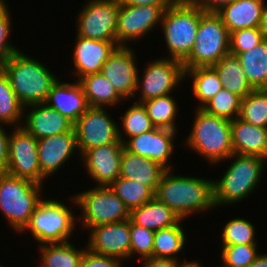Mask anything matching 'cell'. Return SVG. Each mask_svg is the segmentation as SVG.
Listing matches in <instances>:
<instances>
[{"mask_svg":"<svg viewBox=\"0 0 267 267\" xmlns=\"http://www.w3.org/2000/svg\"><path fill=\"white\" fill-rule=\"evenodd\" d=\"M42 185L34 181L0 174V211L14 231L21 233L43 200Z\"/></svg>","mask_w":267,"mask_h":267,"instance_id":"6","label":"cell"},{"mask_svg":"<svg viewBox=\"0 0 267 267\" xmlns=\"http://www.w3.org/2000/svg\"><path fill=\"white\" fill-rule=\"evenodd\" d=\"M124 143L107 144L86 150L81 155L87 174L98 186H110L120 173Z\"/></svg>","mask_w":267,"mask_h":267,"instance_id":"18","label":"cell"},{"mask_svg":"<svg viewBox=\"0 0 267 267\" xmlns=\"http://www.w3.org/2000/svg\"><path fill=\"white\" fill-rule=\"evenodd\" d=\"M221 229L222 246L258 244L255 239V227L243 218L229 220Z\"/></svg>","mask_w":267,"mask_h":267,"instance_id":"38","label":"cell"},{"mask_svg":"<svg viewBox=\"0 0 267 267\" xmlns=\"http://www.w3.org/2000/svg\"><path fill=\"white\" fill-rule=\"evenodd\" d=\"M257 244L222 246L221 267H248L259 255Z\"/></svg>","mask_w":267,"mask_h":267,"instance_id":"41","label":"cell"},{"mask_svg":"<svg viewBox=\"0 0 267 267\" xmlns=\"http://www.w3.org/2000/svg\"><path fill=\"white\" fill-rule=\"evenodd\" d=\"M122 129H119V139L124 143V135L128 138L143 134L155 128L147 115L142 103L134 102L122 116ZM123 130V133H121ZM123 137V138H122Z\"/></svg>","mask_w":267,"mask_h":267,"instance_id":"37","label":"cell"},{"mask_svg":"<svg viewBox=\"0 0 267 267\" xmlns=\"http://www.w3.org/2000/svg\"><path fill=\"white\" fill-rule=\"evenodd\" d=\"M260 27L238 29L230 33V53L238 55L256 47L265 40Z\"/></svg>","mask_w":267,"mask_h":267,"instance_id":"42","label":"cell"},{"mask_svg":"<svg viewBox=\"0 0 267 267\" xmlns=\"http://www.w3.org/2000/svg\"><path fill=\"white\" fill-rule=\"evenodd\" d=\"M237 57L250 86L254 90L267 89V39Z\"/></svg>","mask_w":267,"mask_h":267,"instance_id":"29","label":"cell"},{"mask_svg":"<svg viewBox=\"0 0 267 267\" xmlns=\"http://www.w3.org/2000/svg\"><path fill=\"white\" fill-rule=\"evenodd\" d=\"M13 129L9 138L7 174L41 184L37 139L22 126Z\"/></svg>","mask_w":267,"mask_h":267,"instance_id":"14","label":"cell"},{"mask_svg":"<svg viewBox=\"0 0 267 267\" xmlns=\"http://www.w3.org/2000/svg\"><path fill=\"white\" fill-rule=\"evenodd\" d=\"M109 187L130 211L155 197V192L150 187L122 177H118Z\"/></svg>","mask_w":267,"mask_h":267,"instance_id":"35","label":"cell"},{"mask_svg":"<svg viewBox=\"0 0 267 267\" xmlns=\"http://www.w3.org/2000/svg\"><path fill=\"white\" fill-rule=\"evenodd\" d=\"M248 267H267V254H260Z\"/></svg>","mask_w":267,"mask_h":267,"instance_id":"49","label":"cell"},{"mask_svg":"<svg viewBox=\"0 0 267 267\" xmlns=\"http://www.w3.org/2000/svg\"><path fill=\"white\" fill-rule=\"evenodd\" d=\"M142 267H181L184 263L179 260L165 258H147L140 261Z\"/></svg>","mask_w":267,"mask_h":267,"instance_id":"46","label":"cell"},{"mask_svg":"<svg viewBox=\"0 0 267 267\" xmlns=\"http://www.w3.org/2000/svg\"><path fill=\"white\" fill-rule=\"evenodd\" d=\"M265 0H235L216 13L229 33L244 28L261 27Z\"/></svg>","mask_w":267,"mask_h":267,"instance_id":"23","label":"cell"},{"mask_svg":"<svg viewBox=\"0 0 267 267\" xmlns=\"http://www.w3.org/2000/svg\"><path fill=\"white\" fill-rule=\"evenodd\" d=\"M191 77L194 97L199 100V106L206 105L223 88L216 70L212 67H196L185 69V78Z\"/></svg>","mask_w":267,"mask_h":267,"instance_id":"30","label":"cell"},{"mask_svg":"<svg viewBox=\"0 0 267 267\" xmlns=\"http://www.w3.org/2000/svg\"><path fill=\"white\" fill-rule=\"evenodd\" d=\"M155 231L135 224L130 219V258L135 253L139 255L137 261L153 257V243Z\"/></svg>","mask_w":267,"mask_h":267,"instance_id":"40","label":"cell"},{"mask_svg":"<svg viewBox=\"0 0 267 267\" xmlns=\"http://www.w3.org/2000/svg\"><path fill=\"white\" fill-rule=\"evenodd\" d=\"M78 82L83 88L89 107H113L123 101V98L101 72L86 75Z\"/></svg>","mask_w":267,"mask_h":267,"instance_id":"27","label":"cell"},{"mask_svg":"<svg viewBox=\"0 0 267 267\" xmlns=\"http://www.w3.org/2000/svg\"><path fill=\"white\" fill-rule=\"evenodd\" d=\"M233 153L264 158L267 150V128L257 127L239 118L231 120Z\"/></svg>","mask_w":267,"mask_h":267,"instance_id":"25","label":"cell"},{"mask_svg":"<svg viewBox=\"0 0 267 267\" xmlns=\"http://www.w3.org/2000/svg\"><path fill=\"white\" fill-rule=\"evenodd\" d=\"M166 170L157 186L155 197L172 209L182 220L193 213L216 209L214 180L173 175Z\"/></svg>","mask_w":267,"mask_h":267,"instance_id":"1","label":"cell"},{"mask_svg":"<svg viewBox=\"0 0 267 267\" xmlns=\"http://www.w3.org/2000/svg\"><path fill=\"white\" fill-rule=\"evenodd\" d=\"M118 46L116 41L93 40L76 35L73 52V74L80 78L101 72L104 63Z\"/></svg>","mask_w":267,"mask_h":267,"instance_id":"20","label":"cell"},{"mask_svg":"<svg viewBox=\"0 0 267 267\" xmlns=\"http://www.w3.org/2000/svg\"><path fill=\"white\" fill-rule=\"evenodd\" d=\"M71 201L82 211L78 219L86 229L130 219V210L109 186L97 185L77 193Z\"/></svg>","mask_w":267,"mask_h":267,"instance_id":"9","label":"cell"},{"mask_svg":"<svg viewBox=\"0 0 267 267\" xmlns=\"http://www.w3.org/2000/svg\"><path fill=\"white\" fill-rule=\"evenodd\" d=\"M176 135L177 131L155 127L143 134L131 138L125 137L124 148L131 153L157 162L166 170H172L171 163L168 161L175 150Z\"/></svg>","mask_w":267,"mask_h":267,"instance_id":"17","label":"cell"},{"mask_svg":"<svg viewBox=\"0 0 267 267\" xmlns=\"http://www.w3.org/2000/svg\"><path fill=\"white\" fill-rule=\"evenodd\" d=\"M230 53V33L216 12L201 8L196 40L189 56L182 62L184 69L215 65Z\"/></svg>","mask_w":267,"mask_h":267,"instance_id":"7","label":"cell"},{"mask_svg":"<svg viewBox=\"0 0 267 267\" xmlns=\"http://www.w3.org/2000/svg\"><path fill=\"white\" fill-rule=\"evenodd\" d=\"M240 106L241 98L226 88H222L202 109L209 114L231 121L239 117Z\"/></svg>","mask_w":267,"mask_h":267,"instance_id":"39","label":"cell"},{"mask_svg":"<svg viewBox=\"0 0 267 267\" xmlns=\"http://www.w3.org/2000/svg\"><path fill=\"white\" fill-rule=\"evenodd\" d=\"M23 114L24 106L12 90L9 79L0 69V124L21 127L22 124L18 123L22 121Z\"/></svg>","mask_w":267,"mask_h":267,"instance_id":"34","label":"cell"},{"mask_svg":"<svg viewBox=\"0 0 267 267\" xmlns=\"http://www.w3.org/2000/svg\"><path fill=\"white\" fill-rule=\"evenodd\" d=\"M261 30L264 33L265 38L267 39V4L265 3L264 11H263V17H262V23H261Z\"/></svg>","mask_w":267,"mask_h":267,"instance_id":"50","label":"cell"},{"mask_svg":"<svg viewBox=\"0 0 267 267\" xmlns=\"http://www.w3.org/2000/svg\"><path fill=\"white\" fill-rule=\"evenodd\" d=\"M193 128L185 145L211 164L225 162L233 154L231 121L195 109Z\"/></svg>","mask_w":267,"mask_h":267,"instance_id":"3","label":"cell"},{"mask_svg":"<svg viewBox=\"0 0 267 267\" xmlns=\"http://www.w3.org/2000/svg\"><path fill=\"white\" fill-rule=\"evenodd\" d=\"M125 4L141 6L152 5L159 7H169L175 0H121Z\"/></svg>","mask_w":267,"mask_h":267,"instance_id":"48","label":"cell"},{"mask_svg":"<svg viewBox=\"0 0 267 267\" xmlns=\"http://www.w3.org/2000/svg\"><path fill=\"white\" fill-rule=\"evenodd\" d=\"M76 81L66 83L58 79L51 87L45 101L48 106L54 108L73 124L89 108L83 88L78 80Z\"/></svg>","mask_w":267,"mask_h":267,"instance_id":"22","label":"cell"},{"mask_svg":"<svg viewBox=\"0 0 267 267\" xmlns=\"http://www.w3.org/2000/svg\"><path fill=\"white\" fill-rule=\"evenodd\" d=\"M181 222L182 219L176 225L155 231L153 258L179 260L176 255L184 249L187 237Z\"/></svg>","mask_w":267,"mask_h":267,"instance_id":"32","label":"cell"},{"mask_svg":"<svg viewBox=\"0 0 267 267\" xmlns=\"http://www.w3.org/2000/svg\"><path fill=\"white\" fill-rule=\"evenodd\" d=\"M40 267H81L85 249H77L72 243L42 244Z\"/></svg>","mask_w":267,"mask_h":267,"instance_id":"31","label":"cell"},{"mask_svg":"<svg viewBox=\"0 0 267 267\" xmlns=\"http://www.w3.org/2000/svg\"><path fill=\"white\" fill-rule=\"evenodd\" d=\"M238 118L257 127L267 128V89L253 90L242 98Z\"/></svg>","mask_w":267,"mask_h":267,"instance_id":"36","label":"cell"},{"mask_svg":"<svg viewBox=\"0 0 267 267\" xmlns=\"http://www.w3.org/2000/svg\"><path fill=\"white\" fill-rule=\"evenodd\" d=\"M265 160V163L267 162V150H266V153H265V157L263 158Z\"/></svg>","mask_w":267,"mask_h":267,"instance_id":"52","label":"cell"},{"mask_svg":"<svg viewBox=\"0 0 267 267\" xmlns=\"http://www.w3.org/2000/svg\"><path fill=\"white\" fill-rule=\"evenodd\" d=\"M212 67L216 70L223 88L238 95L241 99L254 90L250 86L236 55L229 53Z\"/></svg>","mask_w":267,"mask_h":267,"instance_id":"28","label":"cell"},{"mask_svg":"<svg viewBox=\"0 0 267 267\" xmlns=\"http://www.w3.org/2000/svg\"><path fill=\"white\" fill-rule=\"evenodd\" d=\"M135 57L129 45L117 46L101 69V73L125 101L135 96L139 76Z\"/></svg>","mask_w":267,"mask_h":267,"instance_id":"15","label":"cell"},{"mask_svg":"<svg viewBox=\"0 0 267 267\" xmlns=\"http://www.w3.org/2000/svg\"><path fill=\"white\" fill-rule=\"evenodd\" d=\"M168 7L152 5L134 6L119 0L116 29L118 46H128V41L138 40L147 35L156 25L161 24L164 11Z\"/></svg>","mask_w":267,"mask_h":267,"instance_id":"13","label":"cell"},{"mask_svg":"<svg viewBox=\"0 0 267 267\" xmlns=\"http://www.w3.org/2000/svg\"><path fill=\"white\" fill-rule=\"evenodd\" d=\"M130 219L137 225L153 231L176 225L181 218L156 197L130 211Z\"/></svg>","mask_w":267,"mask_h":267,"instance_id":"26","label":"cell"},{"mask_svg":"<svg viewBox=\"0 0 267 267\" xmlns=\"http://www.w3.org/2000/svg\"><path fill=\"white\" fill-rule=\"evenodd\" d=\"M1 70L9 79L12 90L24 107L45 103L51 87L58 80L43 63L28 57L20 50L12 55Z\"/></svg>","mask_w":267,"mask_h":267,"instance_id":"2","label":"cell"},{"mask_svg":"<svg viewBox=\"0 0 267 267\" xmlns=\"http://www.w3.org/2000/svg\"><path fill=\"white\" fill-rule=\"evenodd\" d=\"M8 7L5 1L0 5V69L19 50L9 41L12 23Z\"/></svg>","mask_w":267,"mask_h":267,"instance_id":"43","label":"cell"},{"mask_svg":"<svg viewBox=\"0 0 267 267\" xmlns=\"http://www.w3.org/2000/svg\"><path fill=\"white\" fill-rule=\"evenodd\" d=\"M9 138L3 124H0V174H6L9 165Z\"/></svg>","mask_w":267,"mask_h":267,"instance_id":"45","label":"cell"},{"mask_svg":"<svg viewBox=\"0 0 267 267\" xmlns=\"http://www.w3.org/2000/svg\"><path fill=\"white\" fill-rule=\"evenodd\" d=\"M181 267H203V265L201 266V263H199V261L196 260H192V261H185L184 264Z\"/></svg>","mask_w":267,"mask_h":267,"instance_id":"51","label":"cell"},{"mask_svg":"<svg viewBox=\"0 0 267 267\" xmlns=\"http://www.w3.org/2000/svg\"><path fill=\"white\" fill-rule=\"evenodd\" d=\"M82 8L75 26L78 36L116 41L119 0H89Z\"/></svg>","mask_w":267,"mask_h":267,"instance_id":"11","label":"cell"},{"mask_svg":"<svg viewBox=\"0 0 267 267\" xmlns=\"http://www.w3.org/2000/svg\"><path fill=\"white\" fill-rule=\"evenodd\" d=\"M75 219L70 207H67L62 201L45 198L34 210L29 223L22 232L30 231L40 245L65 243L68 242L75 230L77 223Z\"/></svg>","mask_w":267,"mask_h":267,"instance_id":"8","label":"cell"},{"mask_svg":"<svg viewBox=\"0 0 267 267\" xmlns=\"http://www.w3.org/2000/svg\"><path fill=\"white\" fill-rule=\"evenodd\" d=\"M38 157L43 180L59 171L75 151H78L74 128L70 132L53 135L37 140ZM77 149V150H76Z\"/></svg>","mask_w":267,"mask_h":267,"instance_id":"19","label":"cell"},{"mask_svg":"<svg viewBox=\"0 0 267 267\" xmlns=\"http://www.w3.org/2000/svg\"><path fill=\"white\" fill-rule=\"evenodd\" d=\"M143 77L138 76L135 97L138 91L140 95L137 101L142 103L149 99L171 94L185 79L183 63L169 57H161L147 63L143 70ZM140 77V78H139Z\"/></svg>","mask_w":267,"mask_h":267,"instance_id":"10","label":"cell"},{"mask_svg":"<svg viewBox=\"0 0 267 267\" xmlns=\"http://www.w3.org/2000/svg\"><path fill=\"white\" fill-rule=\"evenodd\" d=\"M120 166L119 177L139 182L150 187L154 192H156L160 179L166 171L157 162L131 153L125 148L121 156Z\"/></svg>","mask_w":267,"mask_h":267,"instance_id":"24","label":"cell"},{"mask_svg":"<svg viewBox=\"0 0 267 267\" xmlns=\"http://www.w3.org/2000/svg\"><path fill=\"white\" fill-rule=\"evenodd\" d=\"M79 157L90 148L122 143L119 139V124L100 107H89L73 126Z\"/></svg>","mask_w":267,"mask_h":267,"instance_id":"12","label":"cell"},{"mask_svg":"<svg viewBox=\"0 0 267 267\" xmlns=\"http://www.w3.org/2000/svg\"><path fill=\"white\" fill-rule=\"evenodd\" d=\"M201 7L193 0H175L163 13V30L169 58L183 62L193 49Z\"/></svg>","mask_w":267,"mask_h":267,"instance_id":"4","label":"cell"},{"mask_svg":"<svg viewBox=\"0 0 267 267\" xmlns=\"http://www.w3.org/2000/svg\"><path fill=\"white\" fill-rule=\"evenodd\" d=\"M26 108L31 109L26 114L24 112L22 127L37 140L70 132L73 129L74 124L71 121L46 103L25 106V111Z\"/></svg>","mask_w":267,"mask_h":267,"instance_id":"21","label":"cell"},{"mask_svg":"<svg viewBox=\"0 0 267 267\" xmlns=\"http://www.w3.org/2000/svg\"><path fill=\"white\" fill-rule=\"evenodd\" d=\"M86 247L97 254L130 259V219L90 228Z\"/></svg>","mask_w":267,"mask_h":267,"instance_id":"16","label":"cell"},{"mask_svg":"<svg viewBox=\"0 0 267 267\" xmlns=\"http://www.w3.org/2000/svg\"><path fill=\"white\" fill-rule=\"evenodd\" d=\"M199 7L206 12H216L222 6L235 0H193Z\"/></svg>","mask_w":267,"mask_h":267,"instance_id":"47","label":"cell"},{"mask_svg":"<svg viewBox=\"0 0 267 267\" xmlns=\"http://www.w3.org/2000/svg\"><path fill=\"white\" fill-rule=\"evenodd\" d=\"M171 94L159 96L142 102L147 115L155 127L177 131L176 115L178 105Z\"/></svg>","mask_w":267,"mask_h":267,"instance_id":"33","label":"cell"},{"mask_svg":"<svg viewBox=\"0 0 267 267\" xmlns=\"http://www.w3.org/2000/svg\"><path fill=\"white\" fill-rule=\"evenodd\" d=\"M231 158L234 162L227 167L223 177L214 181L216 207L235 204L251 195L266 167L265 160L259 156L233 153L226 160Z\"/></svg>","mask_w":267,"mask_h":267,"instance_id":"5","label":"cell"},{"mask_svg":"<svg viewBox=\"0 0 267 267\" xmlns=\"http://www.w3.org/2000/svg\"><path fill=\"white\" fill-rule=\"evenodd\" d=\"M122 260L101 255L90 251L85 247V252L82 257L81 267H122Z\"/></svg>","mask_w":267,"mask_h":267,"instance_id":"44","label":"cell"}]
</instances>
